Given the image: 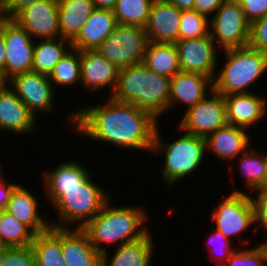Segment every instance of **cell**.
Returning <instances> with one entry per match:
<instances>
[{
	"label": "cell",
	"mask_w": 267,
	"mask_h": 266,
	"mask_svg": "<svg viewBox=\"0 0 267 266\" xmlns=\"http://www.w3.org/2000/svg\"><path fill=\"white\" fill-rule=\"evenodd\" d=\"M5 259V247L0 248V266L2 265Z\"/></svg>",
	"instance_id": "7dc6e473"
},
{
	"label": "cell",
	"mask_w": 267,
	"mask_h": 266,
	"mask_svg": "<svg viewBox=\"0 0 267 266\" xmlns=\"http://www.w3.org/2000/svg\"><path fill=\"white\" fill-rule=\"evenodd\" d=\"M31 247L36 266H66L62 255V228L51 226L35 235Z\"/></svg>",
	"instance_id": "83f0119b"
},
{
	"label": "cell",
	"mask_w": 267,
	"mask_h": 266,
	"mask_svg": "<svg viewBox=\"0 0 267 266\" xmlns=\"http://www.w3.org/2000/svg\"><path fill=\"white\" fill-rule=\"evenodd\" d=\"M250 193L233 190L211 212L210 220L227 239L237 236L254 223V209Z\"/></svg>",
	"instance_id": "30bf717a"
},
{
	"label": "cell",
	"mask_w": 267,
	"mask_h": 266,
	"mask_svg": "<svg viewBox=\"0 0 267 266\" xmlns=\"http://www.w3.org/2000/svg\"><path fill=\"white\" fill-rule=\"evenodd\" d=\"M181 12L168 0H154L144 27L149 41L176 43L179 40Z\"/></svg>",
	"instance_id": "9a60e30c"
},
{
	"label": "cell",
	"mask_w": 267,
	"mask_h": 266,
	"mask_svg": "<svg viewBox=\"0 0 267 266\" xmlns=\"http://www.w3.org/2000/svg\"><path fill=\"white\" fill-rule=\"evenodd\" d=\"M256 193L258 194L256 198L251 197L254 209V223L257 224L258 228L263 227L267 237V188L258 190Z\"/></svg>",
	"instance_id": "f35d334b"
},
{
	"label": "cell",
	"mask_w": 267,
	"mask_h": 266,
	"mask_svg": "<svg viewBox=\"0 0 267 266\" xmlns=\"http://www.w3.org/2000/svg\"><path fill=\"white\" fill-rule=\"evenodd\" d=\"M267 253L259 243L249 249L235 250L221 266H267Z\"/></svg>",
	"instance_id": "e575fe53"
},
{
	"label": "cell",
	"mask_w": 267,
	"mask_h": 266,
	"mask_svg": "<svg viewBox=\"0 0 267 266\" xmlns=\"http://www.w3.org/2000/svg\"><path fill=\"white\" fill-rule=\"evenodd\" d=\"M152 235L149 231L136 241L117 246L112 257L108 250L102 253L101 266H152L155 241Z\"/></svg>",
	"instance_id": "cb8c5ba5"
},
{
	"label": "cell",
	"mask_w": 267,
	"mask_h": 266,
	"mask_svg": "<svg viewBox=\"0 0 267 266\" xmlns=\"http://www.w3.org/2000/svg\"><path fill=\"white\" fill-rule=\"evenodd\" d=\"M171 78L149 70L143 63L119 69L114 100L132 103L156 120L168 110Z\"/></svg>",
	"instance_id": "7a4b0ae2"
},
{
	"label": "cell",
	"mask_w": 267,
	"mask_h": 266,
	"mask_svg": "<svg viewBox=\"0 0 267 266\" xmlns=\"http://www.w3.org/2000/svg\"><path fill=\"white\" fill-rule=\"evenodd\" d=\"M267 239V238H266ZM261 245L265 248L266 253H267V240L264 242H261Z\"/></svg>",
	"instance_id": "f907efd6"
},
{
	"label": "cell",
	"mask_w": 267,
	"mask_h": 266,
	"mask_svg": "<svg viewBox=\"0 0 267 266\" xmlns=\"http://www.w3.org/2000/svg\"><path fill=\"white\" fill-rule=\"evenodd\" d=\"M6 50L3 35L0 33V81L5 83Z\"/></svg>",
	"instance_id": "ee69618b"
},
{
	"label": "cell",
	"mask_w": 267,
	"mask_h": 266,
	"mask_svg": "<svg viewBox=\"0 0 267 266\" xmlns=\"http://www.w3.org/2000/svg\"><path fill=\"white\" fill-rule=\"evenodd\" d=\"M1 266H36L31 245L26 247H5V259Z\"/></svg>",
	"instance_id": "d590c367"
},
{
	"label": "cell",
	"mask_w": 267,
	"mask_h": 266,
	"mask_svg": "<svg viewBox=\"0 0 267 266\" xmlns=\"http://www.w3.org/2000/svg\"><path fill=\"white\" fill-rule=\"evenodd\" d=\"M248 46L267 54V15L250 24Z\"/></svg>",
	"instance_id": "8d00e7d4"
},
{
	"label": "cell",
	"mask_w": 267,
	"mask_h": 266,
	"mask_svg": "<svg viewBox=\"0 0 267 266\" xmlns=\"http://www.w3.org/2000/svg\"><path fill=\"white\" fill-rule=\"evenodd\" d=\"M149 39L143 27L117 24L95 51L118 69L143 62Z\"/></svg>",
	"instance_id": "52a82bcc"
},
{
	"label": "cell",
	"mask_w": 267,
	"mask_h": 266,
	"mask_svg": "<svg viewBox=\"0 0 267 266\" xmlns=\"http://www.w3.org/2000/svg\"><path fill=\"white\" fill-rule=\"evenodd\" d=\"M88 174L89 170L76 160L63 161L54 170L45 171L42 184L49 202L52 204L61 195V188L77 186Z\"/></svg>",
	"instance_id": "d4e9b609"
},
{
	"label": "cell",
	"mask_w": 267,
	"mask_h": 266,
	"mask_svg": "<svg viewBox=\"0 0 267 266\" xmlns=\"http://www.w3.org/2000/svg\"><path fill=\"white\" fill-rule=\"evenodd\" d=\"M4 247L3 244H2V239H1V236H0V248Z\"/></svg>",
	"instance_id": "816d5d0a"
},
{
	"label": "cell",
	"mask_w": 267,
	"mask_h": 266,
	"mask_svg": "<svg viewBox=\"0 0 267 266\" xmlns=\"http://www.w3.org/2000/svg\"><path fill=\"white\" fill-rule=\"evenodd\" d=\"M176 47L179 53L181 71L199 73L214 79L219 72V49L210 33L194 39L178 40Z\"/></svg>",
	"instance_id": "4fadbf2b"
},
{
	"label": "cell",
	"mask_w": 267,
	"mask_h": 266,
	"mask_svg": "<svg viewBox=\"0 0 267 266\" xmlns=\"http://www.w3.org/2000/svg\"><path fill=\"white\" fill-rule=\"evenodd\" d=\"M154 0H117L113 9L117 24L145 27Z\"/></svg>",
	"instance_id": "d6a6232c"
},
{
	"label": "cell",
	"mask_w": 267,
	"mask_h": 266,
	"mask_svg": "<svg viewBox=\"0 0 267 266\" xmlns=\"http://www.w3.org/2000/svg\"><path fill=\"white\" fill-rule=\"evenodd\" d=\"M37 120L9 85L0 81V131L30 133Z\"/></svg>",
	"instance_id": "2e32d148"
},
{
	"label": "cell",
	"mask_w": 267,
	"mask_h": 266,
	"mask_svg": "<svg viewBox=\"0 0 267 266\" xmlns=\"http://www.w3.org/2000/svg\"><path fill=\"white\" fill-rule=\"evenodd\" d=\"M22 185L18 184L12 191L5 211L26 225L35 235L47 231L51 224L40 216L42 214L38 211L37 197Z\"/></svg>",
	"instance_id": "44dd1931"
},
{
	"label": "cell",
	"mask_w": 267,
	"mask_h": 266,
	"mask_svg": "<svg viewBox=\"0 0 267 266\" xmlns=\"http://www.w3.org/2000/svg\"><path fill=\"white\" fill-rule=\"evenodd\" d=\"M227 122L247 130L260 121L267 112V100L255 93L230 94L224 96Z\"/></svg>",
	"instance_id": "d6986e66"
},
{
	"label": "cell",
	"mask_w": 267,
	"mask_h": 266,
	"mask_svg": "<svg viewBox=\"0 0 267 266\" xmlns=\"http://www.w3.org/2000/svg\"><path fill=\"white\" fill-rule=\"evenodd\" d=\"M267 188V154H265V189Z\"/></svg>",
	"instance_id": "c3c4849f"
},
{
	"label": "cell",
	"mask_w": 267,
	"mask_h": 266,
	"mask_svg": "<svg viewBox=\"0 0 267 266\" xmlns=\"http://www.w3.org/2000/svg\"><path fill=\"white\" fill-rule=\"evenodd\" d=\"M211 236L208 239V242L206 241L205 243L209 246H215L214 248H217L218 250H216V254L217 256H215V258H218V262H220L218 264V266H221L222 264H224L230 257V255L237 249L236 247H232L231 243L233 242L232 240L227 239L218 229L215 228V230H213L210 234ZM217 239V240H216ZM219 241V243H217ZM215 242V243H213ZM231 242V243H230ZM211 243H213L211 245ZM219 247H218V245ZM212 248H210V252L212 251V253L214 252V254H212L211 256L215 255V251ZM220 253V255H218ZM219 256V257H218ZM221 256V257H220ZM223 256V257H222Z\"/></svg>",
	"instance_id": "74e56055"
},
{
	"label": "cell",
	"mask_w": 267,
	"mask_h": 266,
	"mask_svg": "<svg viewBox=\"0 0 267 266\" xmlns=\"http://www.w3.org/2000/svg\"><path fill=\"white\" fill-rule=\"evenodd\" d=\"M94 9L92 0H58L60 37L72 41Z\"/></svg>",
	"instance_id": "484cf974"
},
{
	"label": "cell",
	"mask_w": 267,
	"mask_h": 266,
	"mask_svg": "<svg viewBox=\"0 0 267 266\" xmlns=\"http://www.w3.org/2000/svg\"><path fill=\"white\" fill-rule=\"evenodd\" d=\"M142 63L156 74L169 78L181 71L175 43L149 41Z\"/></svg>",
	"instance_id": "4316f807"
},
{
	"label": "cell",
	"mask_w": 267,
	"mask_h": 266,
	"mask_svg": "<svg viewBox=\"0 0 267 266\" xmlns=\"http://www.w3.org/2000/svg\"><path fill=\"white\" fill-rule=\"evenodd\" d=\"M0 33L5 41V83L15 75L31 72L34 43L28 32L12 18L0 16Z\"/></svg>",
	"instance_id": "9c48e42d"
},
{
	"label": "cell",
	"mask_w": 267,
	"mask_h": 266,
	"mask_svg": "<svg viewBox=\"0 0 267 266\" xmlns=\"http://www.w3.org/2000/svg\"><path fill=\"white\" fill-rule=\"evenodd\" d=\"M116 26L117 21L113 10L95 8L79 34L71 41V46L80 51L95 50Z\"/></svg>",
	"instance_id": "7402d4cb"
},
{
	"label": "cell",
	"mask_w": 267,
	"mask_h": 266,
	"mask_svg": "<svg viewBox=\"0 0 267 266\" xmlns=\"http://www.w3.org/2000/svg\"><path fill=\"white\" fill-rule=\"evenodd\" d=\"M119 69L95 50L81 51V85L89 91H98L106 86L116 89Z\"/></svg>",
	"instance_id": "ac0fdd59"
},
{
	"label": "cell",
	"mask_w": 267,
	"mask_h": 266,
	"mask_svg": "<svg viewBox=\"0 0 267 266\" xmlns=\"http://www.w3.org/2000/svg\"><path fill=\"white\" fill-rule=\"evenodd\" d=\"M1 163V162H0ZM2 166H1V164H0V182H5L6 180H5V178L4 177H2V175H3V173H1L3 170H2Z\"/></svg>",
	"instance_id": "681fc988"
},
{
	"label": "cell",
	"mask_w": 267,
	"mask_h": 266,
	"mask_svg": "<svg viewBox=\"0 0 267 266\" xmlns=\"http://www.w3.org/2000/svg\"><path fill=\"white\" fill-rule=\"evenodd\" d=\"M62 255L66 266H101L102 263V254L77 227L62 228Z\"/></svg>",
	"instance_id": "ffe728a7"
},
{
	"label": "cell",
	"mask_w": 267,
	"mask_h": 266,
	"mask_svg": "<svg viewBox=\"0 0 267 266\" xmlns=\"http://www.w3.org/2000/svg\"><path fill=\"white\" fill-rule=\"evenodd\" d=\"M43 0H1V16L13 18L21 9Z\"/></svg>",
	"instance_id": "60d3db41"
},
{
	"label": "cell",
	"mask_w": 267,
	"mask_h": 266,
	"mask_svg": "<svg viewBox=\"0 0 267 266\" xmlns=\"http://www.w3.org/2000/svg\"><path fill=\"white\" fill-rule=\"evenodd\" d=\"M225 66L213 79V90L223 96L252 93L250 85L267 70V54L249 46L222 50Z\"/></svg>",
	"instance_id": "5b68a950"
},
{
	"label": "cell",
	"mask_w": 267,
	"mask_h": 266,
	"mask_svg": "<svg viewBox=\"0 0 267 266\" xmlns=\"http://www.w3.org/2000/svg\"><path fill=\"white\" fill-rule=\"evenodd\" d=\"M210 31L209 19L196 10H183L179 25V40L207 36Z\"/></svg>",
	"instance_id": "836d02e7"
},
{
	"label": "cell",
	"mask_w": 267,
	"mask_h": 266,
	"mask_svg": "<svg viewBox=\"0 0 267 266\" xmlns=\"http://www.w3.org/2000/svg\"><path fill=\"white\" fill-rule=\"evenodd\" d=\"M237 163L241 176L249 191L257 192L265 189V154L256 152L255 149L249 148L240 156Z\"/></svg>",
	"instance_id": "f546056e"
},
{
	"label": "cell",
	"mask_w": 267,
	"mask_h": 266,
	"mask_svg": "<svg viewBox=\"0 0 267 266\" xmlns=\"http://www.w3.org/2000/svg\"><path fill=\"white\" fill-rule=\"evenodd\" d=\"M184 111L178 130L189 134L206 138L228 124L224 96L214 90Z\"/></svg>",
	"instance_id": "8fae6325"
},
{
	"label": "cell",
	"mask_w": 267,
	"mask_h": 266,
	"mask_svg": "<svg viewBox=\"0 0 267 266\" xmlns=\"http://www.w3.org/2000/svg\"><path fill=\"white\" fill-rule=\"evenodd\" d=\"M213 91V79L199 73L180 71L171 78L170 110L177 103L190 108ZM173 106V107H172Z\"/></svg>",
	"instance_id": "e0dca14e"
},
{
	"label": "cell",
	"mask_w": 267,
	"mask_h": 266,
	"mask_svg": "<svg viewBox=\"0 0 267 266\" xmlns=\"http://www.w3.org/2000/svg\"><path fill=\"white\" fill-rule=\"evenodd\" d=\"M71 47V41L62 37L40 39V42L34 43L32 71L49 76L54 66Z\"/></svg>",
	"instance_id": "f1b7e54d"
},
{
	"label": "cell",
	"mask_w": 267,
	"mask_h": 266,
	"mask_svg": "<svg viewBox=\"0 0 267 266\" xmlns=\"http://www.w3.org/2000/svg\"><path fill=\"white\" fill-rule=\"evenodd\" d=\"M0 236L4 247H26L31 245L35 234L5 210L0 211Z\"/></svg>",
	"instance_id": "1f68e13d"
},
{
	"label": "cell",
	"mask_w": 267,
	"mask_h": 266,
	"mask_svg": "<svg viewBox=\"0 0 267 266\" xmlns=\"http://www.w3.org/2000/svg\"><path fill=\"white\" fill-rule=\"evenodd\" d=\"M17 185L18 183L6 184V181L0 182V211L5 210L10 199V195Z\"/></svg>",
	"instance_id": "7bdbcfd3"
},
{
	"label": "cell",
	"mask_w": 267,
	"mask_h": 266,
	"mask_svg": "<svg viewBox=\"0 0 267 266\" xmlns=\"http://www.w3.org/2000/svg\"><path fill=\"white\" fill-rule=\"evenodd\" d=\"M248 130L227 124L219 128L216 132L208 135L206 140V152H213L218 159L224 161L235 160L244 151L250 148L251 135Z\"/></svg>",
	"instance_id": "603a6c76"
},
{
	"label": "cell",
	"mask_w": 267,
	"mask_h": 266,
	"mask_svg": "<svg viewBox=\"0 0 267 266\" xmlns=\"http://www.w3.org/2000/svg\"><path fill=\"white\" fill-rule=\"evenodd\" d=\"M29 111L37 118L40 112H51L55 107V88L49 77L37 72H25L15 75L6 82Z\"/></svg>",
	"instance_id": "7c38bea8"
},
{
	"label": "cell",
	"mask_w": 267,
	"mask_h": 266,
	"mask_svg": "<svg viewBox=\"0 0 267 266\" xmlns=\"http://www.w3.org/2000/svg\"><path fill=\"white\" fill-rule=\"evenodd\" d=\"M34 39L60 37L58 0H43L21 9L13 18Z\"/></svg>",
	"instance_id": "5bb4252c"
},
{
	"label": "cell",
	"mask_w": 267,
	"mask_h": 266,
	"mask_svg": "<svg viewBox=\"0 0 267 266\" xmlns=\"http://www.w3.org/2000/svg\"><path fill=\"white\" fill-rule=\"evenodd\" d=\"M175 5L179 10H193L195 0H168Z\"/></svg>",
	"instance_id": "f6af8a7d"
},
{
	"label": "cell",
	"mask_w": 267,
	"mask_h": 266,
	"mask_svg": "<svg viewBox=\"0 0 267 266\" xmlns=\"http://www.w3.org/2000/svg\"><path fill=\"white\" fill-rule=\"evenodd\" d=\"M210 35L223 50L248 46L250 23L237 0H226L209 19ZM218 42V43H216Z\"/></svg>",
	"instance_id": "ba28073f"
},
{
	"label": "cell",
	"mask_w": 267,
	"mask_h": 266,
	"mask_svg": "<svg viewBox=\"0 0 267 266\" xmlns=\"http://www.w3.org/2000/svg\"><path fill=\"white\" fill-rule=\"evenodd\" d=\"M94 7L98 9H110L113 10L117 0H92Z\"/></svg>",
	"instance_id": "bcb514c9"
},
{
	"label": "cell",
	"mask_w": 267,
	"mask_h": 266,
	"mask_svg": "<svg viewBox=\"0 0 267 266\" xmlns=\"http://www.w3.org/2000/svg\"><path fill=\"white\" fill-rule=\"evenodd\" d=\"M48 77L53 88L55 85L66 88L77 82L81 83V51L71 47Z\"/></svg>",
	"instance_id": "4dcf8cb0"
},
{
	"label": "cell",
	"mask_w": 267,
	"mask_h": 266,
	"mask_svg": "<svg viewBox=\"0 0 267 266\" xmlns=\"http://www.w3.org/2000/svg\"><path fill=\"white\" fill-rule=\"evenodd\" d=\"M225 1L226 0H195L193 10H196L199 14H202L210 19L209 15H211V13L215 14Z\"/></svg>",
	"instance_id": "b9f144b4"
},
{
	"label": "cell",
	"mask_w": 267,
	"mask_h": 266,
	"mask_svg": "<svg viewBox=\"0 0 267 266\" xmlns=\"http://www.w3.org/2000/svg\"><path fill=\"white\" fill-rule=\"evenodd\" d=\"M104 191L89 174L77 186L61 188V195L52 203L58 212V222H50L51 226L69 228L78 223L77 228H82L109 200Z\"/></svg>",
	"instance_id": "8992f818"
},
{
	"label": "cell",
	"mask_w": 267,
	"mask_h": 266,
	"mask_svg": "<svg viewBox=\"0 0 267 266\" xmlns=\"http://www.w3.org/2000/svg\"><path fill=\"white\" fill-rule=\"evenodd\" d=\"M111 205L108 200L103 209L81 228L101 254L107 251L105 246L109 243H117L120 246L136 241L149 232L143 226L147 221L145 210H142L144 208Z\"/></svg>",
	"instance_id": "3957f363"
},
{
	"label": "cell",
	"mask_w": 267,
	"mask_h": 266,
	"mask_svg": "<svg viewBox=\"0 0 267 266\" xmlns=\"http://www.w3.org/2000/svg\"><path fill=\"white\" fill-rule=\"evenodd\" d=\"M105 102L69 113L70 129L96 141L150 154L159 121L132 103L112 97Z\"/></svg>",
	"instance_id": "6da1fadb"
},
{
	"label": "cell",
	"mask_w": 267,
	"mask_h": 266,
	"mask_svg": "<svg viewBox=\"0 0 267 266\" xmlns=\"http://www.w3.org/2000/svg\"><path fill=\"white\" fill-rule=\"evenodd\" d=\"M174 142L163 141L159 132V123L157 125L154 141L152 146V154H160L165 157L161 171V177L164 178L166 185L171 186L185 176L195 173L206 154V140L203 137L186 133ZM160 152V153H159Z\"/></svg>",
	"instance_id": "277c9868"
},
{
	"label": "cell",
	"mask_w": 267,
	"mask_h": 266,
	"mask_svg": "<svg viewBox=\"0 0 267 266\" xmlns=\"http://www.w3.org/2000/svg\"><path fill=\"white\" fill-rule=\"evenodd\" d=\"M241 5L246 20L251 24L253 21L267 15V0H237Z\"/></svg>",
	"instance_id": "ab89813d"
}]
</instances>
